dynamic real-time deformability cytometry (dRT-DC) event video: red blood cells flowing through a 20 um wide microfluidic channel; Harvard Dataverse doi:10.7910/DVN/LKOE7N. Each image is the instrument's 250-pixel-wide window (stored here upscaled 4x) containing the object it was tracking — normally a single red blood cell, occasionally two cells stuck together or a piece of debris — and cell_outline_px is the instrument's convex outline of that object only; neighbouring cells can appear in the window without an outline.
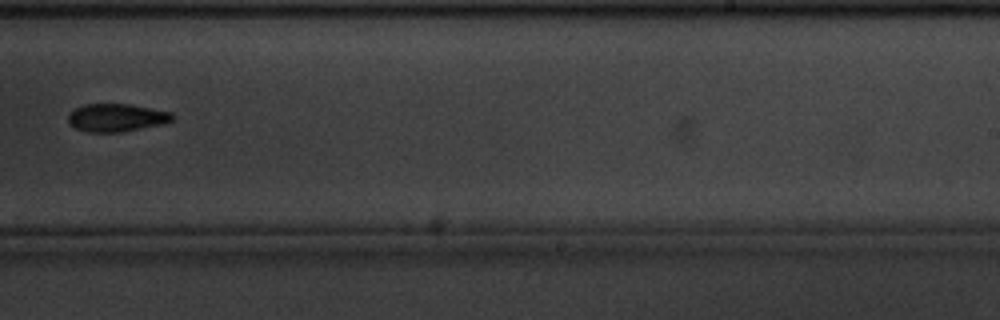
{"species": "common noctule bat (a hibernating species)", "species_latin": "Nyctalus noctula", "temperature_condition": "cold", "stored_images_in_passage": 13, "camera_frame_rate_fps": 3000, "um_per_image_px": 0.085, "animal": {"sex": "male", "body_mass_g": 20.1, "forearm_length_mm": 53.5}, "frame": {"image": 1, "passage_image": 10, "time_ms": 3.0, "image_size_px": [1000, 320], "cell_outline_px": [[172, 120], [164, 124], [120, 132], [84, 132], [76, 128], [68, 120], [68, 116], [76, 108], [84, 104], [128, 104], [172, 112]], "centroid_in_image_um": [9.91, 10.0], "position_along_channel_um": 279.1, "area_um2": 16.76}}